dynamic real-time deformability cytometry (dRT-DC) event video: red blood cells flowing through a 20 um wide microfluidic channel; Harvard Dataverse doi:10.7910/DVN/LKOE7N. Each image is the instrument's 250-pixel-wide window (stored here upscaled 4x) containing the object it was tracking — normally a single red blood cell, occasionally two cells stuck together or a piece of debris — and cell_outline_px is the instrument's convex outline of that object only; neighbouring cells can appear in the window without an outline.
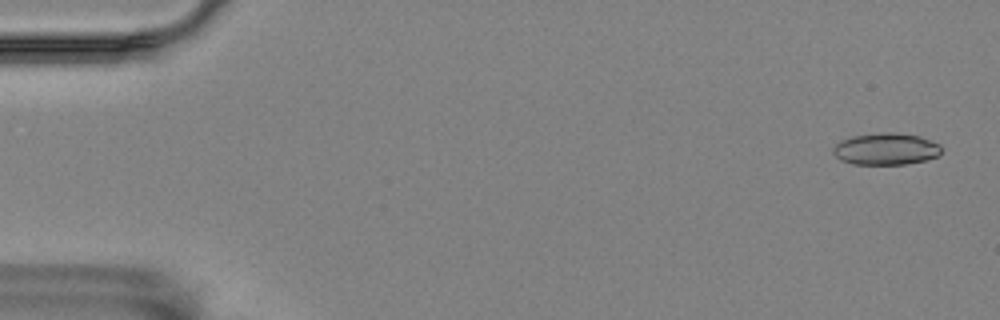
{"species": "Egyptian fruit bat (a non-hibernating species)", "species_latin": "Rousettus aegyptiacus", "temperature_condition": "room temperature", "stored_images_in_passage": 56, "camera_frame_rate_fps": 3000, "um_per_image_px": 0.085, "animal": {"sex": "female"}, "frame": {"image": 1, "passage_image": 2, "time_ms": 0.333, "image_size_px": [1000, 320], "cell_outline_px": [[940, 156], [928, 160], [904, 164], [852, 164], [840, 160], [832, 152], [832, 148], [840, 140], [852, 136], [880, 132], [892, 132], [920, 136], [940, 144]], "centroid_in_image_um": [75.3, 12.66], "position_along_channel_um": 9.7, "area_um2": 20.29}}
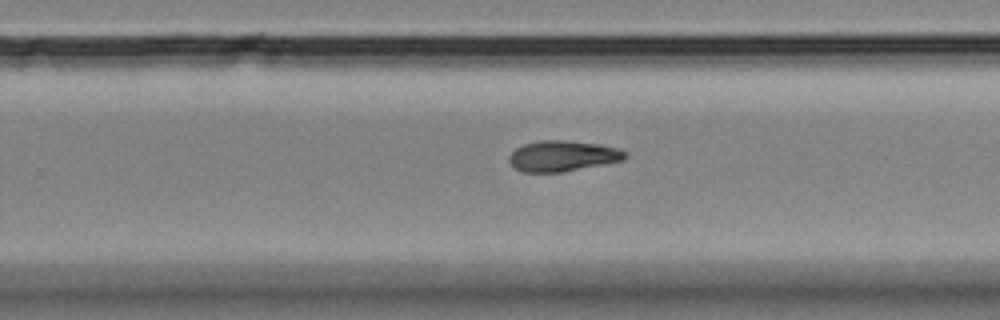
{"frame": {"image": 2, "passage_image": 36, "time_ms": 11.667, "image_size_px": [1000, 320], "cell_outline_px": [[628, 156], [624, 160], [564, 172], [524, 172], [516, 168], [508, 160], [508, 156], [516, 148], [524, 144], [540, 140], [564, 140], [600, 144], [620, 148], [628, 152]], "centroid_in_image_um": [47.87, 13.25], "position_along_channel_um": 281.9, "area_um2": 20.92}}
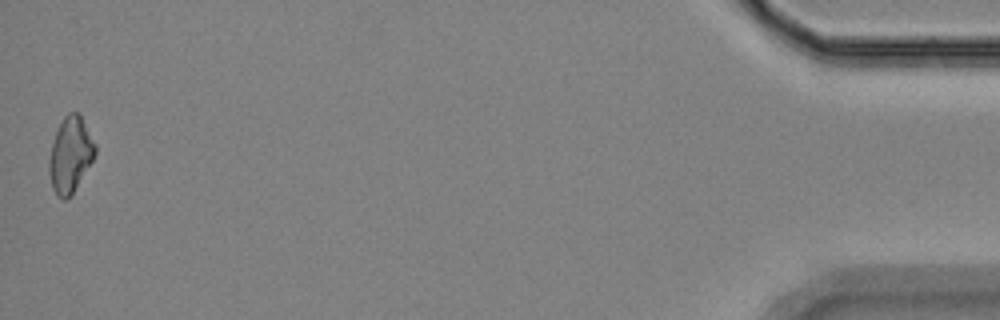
{"frame": {"image": 3, "passage_image": 56, "time_ms": 18.333, "image_size_px": [1000, 320], "cell_outline_px": [[96, 152], [92, 160], [72, 196], [64, 200], [56, 196], [52, 188], [48, 168], [48, 160], [52, 144], [56, 132], [64, 116], [68, 112], [80, 112], [96, 144]], "centroid_in_image_um": [5.98, 13.16], "position_along_channel_um": 429.2, "area_um2": 20.46}, "authors_computed_cell_mechanics": {"area_um2": 20.4034, "velocity_mm_per_s": 3.5439, "shape_relaxation_time_tau1_ms": 8.2053, "shape_relaxation_time_tau2_ms": null, "deformation_change_tau1": 0.1762, "deformation_change_tau2": null}}